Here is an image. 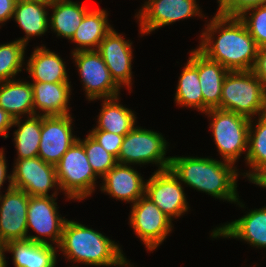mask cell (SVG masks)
Here are the masks:
<instances>
[{
    "label": "cell",
    "mask_w": 266,
    "mask_h": 267,
    "mask_svg": "<svg viewBox=\"0 0 266 267\" xmlns=\"http://www.w3.org/2000/svg\"><path fill=\"white\" fill-rule=\"evenodd\" d=\"M211 19L205 24L207 27L200 35L197 49L229 71L253 70L259 47L244 22L239 17H228L218 11Z\"/></svg>",
    "instance_id": "6da1fadb"
},
{
    "label": "cell",
    "mask_w": 266,
    "mask_h": 267,
    "mask_svg": "<svg viewBox=\"0 0 266 267\" xmlns=\"http://www.w3.org/2000/svg\"><path fill=\"white\" fill-rule=\"evenodd\" d=\"M169 168L182 184L244 207L237 192L239 173L235 164L208 157L172 156Z\"/></svg>",
    "instance_id": "7a4b0ae2"
},
{
    "label": "cell",
    "mask_w": 266,
    "mask_h": 267,
    "mask_svg": "<svg viewBox=\"0 0 266 267\" xmlns=\"http://www.w3.org/2000/svg\"><path fill=\"white\" fill-rule=\"evenodd\" d=\"M119 246L102 233L67 219L57 249L71 263L99 267H132L133 264L127 261Z\"/></svg>",
    "instance_id": "3957f363"
},
{
    "label": "cell",
    "mask_w": 266,
    "mask_h": 267,
    "mask_svg": "<svg viewBox=\"0 0 266 267\" xmlns=\"http://www.w3.org/2000/svg\"><path fill=\"white\" fill-rule=\"evenodd\" d=\"M220 109L252 119L266 114V87L251 71H229L225 76Z\"/></svg>",
    "instance_id": "277c9868"
},
{
    "label": "cell",
    "mask_w": 266,
    "mask_h": 267,
    "mask_svg": "<svg viewBox=\"0 0 266 267\" xmlns=\"http://www.w3.org/2000/svg\"><path fill=\"white\" fill-rule=\"evenodd\" d=\"M60 192L67 199L83 200L95 191L98 175L93 171L84 146L76 140L55 165Z\"/></svg>",
    "instance_id": "5b68a950"
},
{
    "label": "cell",
    "mask_w": 266,
    "mask_h": 267,
    "mask_svg": "<svg viewBox=\"0 0 266 267\" xmlns=\"http://www.w3.org/2000/svg\"><path fill=\"white\" fill-rule=\"evenodd\" d=\"M206 116L212 120L210 130L222 160L235 164L248 150V117L218 108L209 109Z\"/></svg>",
    "instance_id": "8992f818"
},
{
    "label": "cell",
    "mask_w": 266,
    "mask_h": 267,
    "mask_svg": "<svg viewBox=\"0 0 266 267\" xmlns=\"http://www.w3.org/2000/svg\"><path fill=\"white\" fill-rule=\"evenodd\" d=\"M168 142L161 133L135 126L123 139L117 163L127 165L155 164L157 171L170 167L171 156L166 157Z\"/></svg>",
    "instance_id": "52a82bcc"
},
{
    "label": "cell",
    "mask_w": 266,
    "mask_h": 267,
    "mask_svg": "<svg viewBox=\"0 0 266 267\" xmlns=\"http://www.w3.org/2000/svg\"><path fill=\"white\" fill-rule=\"evenodd\" d=\"M57 196H29L27 210V239L40 244H55L61 241L67 219L58 212ZM29 229L38 235H29Z\"/></svg>",
    "instance_id": "ba28073f"
},
{
    "label": "cell",
    "mask_w": 266,
    "mask_h": 267,
    "mask_svg": "<svg viewBox=\"0 0 266 267\" xmlns=\"http://www.w3.org/2000/svg\"><path fill=\"white\" fill-rule=\"evenodd\" d=\"M129 224L148 251H154L173 230L172 220L145 194L131 205Z\"/></svg>",
    "instance_id": "9c48e42d"
},
{
    "label": "cell",
    "mask_w": 266,
    "mask_h": 267,
    "mask_svg": "<svg viewBox=\"0 0 266 267\" xmlns=\"http://www.w3.org/2000/svg\"><path fill=\"white\" fill-rule=\"evenodd\" d=\"M89 101L108 99L120 95V87L112 79L107 65L96 50L71 54Z\"/></svg>",
    "instance_id": "30bf717a"
},
{
    "label": "cell",
    "mask_w": 266,
    "mask_h": 267,
    "mask_svg": "<svg viewBox=\"0 0 266 267\" xmlns=\"http://www.w3.org/2000/svg\"><path fill=\"white\" fill-rule=\"evenodd\" d=\"M196 0H147L135 14L140 34H150L168 24L193 16L204 17Z\"/></svg>",
    "instance_id": "8fae6325"
},
{
    "label": "cell",
    "mask_w": 266,
    "mask_h": 267,
    "mask_svg": "<svg viewBox=\"0 0 266 267\" xmlns=\"http://www.w3.org/2000/svg\"><path fill=\"white\" fill-rule=\"evenodd\" d=\"M12 170V187L25 191L29 196H57L59 192L56 168L40 157L16 159ZM56 191L49 195L50 189Z\"/></svg>",
    "instance_id": "7c38bea8"
},
{
    "label": "cell",
    "mask_w": 266,
    "mask_h": 267,
    "mask_svg": "<svg viewBox=\"0 0 266 267\" xmlns=\"http://www.w3.org/2000/svg\"><path fill=\"white\" fill-rule=\"evenodd\" d=\"M182 186L170 168L156 170L145 183V195L173 221L190 208Z\"/></svg>",
    "instance_id": "4fadbf2b"
},
{
    "label": "cell",
    "mask_w": 266,
    "mask_h": 267,
    "mask_svg": "<svg viewBox=\"0 0 266 267\" xmlns=\"http://www.w3.org/2000/svg\"><path fill=\"white\" fill-rule=\"evenodd\" d=\"M72 116H41V138L38 151L46 163L56 165L78 139L73 135Z\"/></svg>",
    "instance_id": "5bb4252c"
},
{
    "label": "cell",
    "mask_w": 266,
    "mask_h": 267,
    "mask_svg": "<svg viewBox=\"0 0 266 267\" xmlns=\"http://www.w3.org/2000/svg\"><path fill=\"white\" fill-rule=\"evenodd\" d=\"M29 195L8 185L0 194V242L27 239V210Z\"/></svg>",
    "instance_id": "9a60e30c"
},
{
    "label": "cell",
    "mask_w": 266,
    "mask_h": 267,
    "mask_svg": "<svg viewBox=\"0 0 266 267\" xmlns=\"http://www.w3.org/2000/svg\"><path fill=\"white\" fill-rule=\"evenodd\" d=\"M114 28L105 36L97 48L114 82L120 87L132 86V42L125 40Z\"/></svg>",
    "instance_id": "2e32d148"
},
{
    "label": "cell",
    "mask_w": 266,
    "mask_h": 267,
    "mask_svg": "<svg viewBox=\"0 0 266 267\" xmlns=\"http://www.w3.org/2000/svg\"><path fill=\"white\" fill-rule=\"evenodd\" d=\"M210 237L237 238L252 247L266 248V206L249 210L241 218L216 227Z\"/></svg>",
    "instance_id": "e0dca14e"
},
{
    "label": "cell",
    "mask_w": 266,
    "mask_h": 267,
    "mask_svg": "<svg viewBox=\"0 0 266 267\" xmlns=\"http://www.w3.org/2000/svg\"><path fill=\"white\" fill-rule=\"evenodd\" d=\"M101 179L100 190L116 200L134 204L145 194L146 181L131 165L117 163Z\"/></svg>",
    "instance_id": "ac0fdd59"
},
{
    "label": "cell",
    "mask_w": 266,
    "mask_h": 267,
    "mask_svg": "<svg viewBox=\"0 0 266 267\" xmlns=\"http://www.w3.org/2000/svg\"><path fill=\"white\" fill-rule=\"evenodd\" d=\"M34 100V115H69L70 83L31 82ZM38 110V111H37ZM40 110V112H39ZM40 113V114H39Z\"/></svg>",
    "instance_id": "d6986e66"
},
{
    "label": "cell",
    "mask_w": 266,
    "mask_h": 267,
    "mask_svg": "<svg viewBox=\"0 0 266 267\" xmlns=\"http://www.w3.org/2000/svg\"><path fill=\"white\" fill-rule=\"evenodd\" d=\"M26 65L32 82L71 83L63 59L43 45L35 47Z\"/></svg>",
    "instance_id": "ffe728a7"
},
{
    "label": "cell",
    "mask_w": 266,
    "mask_h": 267,
    "mask_svg": "<svg viewBox=\"0 0 266 267\" xmlns=\"http://www.w3.org/2000/svg\"><path fill=\"white\" fill-rule=\"evenodd\" d=\"M57 247L31 240H12L5 243V252H11L15 267H56Z\"/></svg>",
    "instance_id": "44dd1931"
},
{
    "label": "cell",
    "mask_w": 266,
    "mask_h": 267,
    "mask_svg": "<svg viewBox=\"0 0 266 267\" xmlns=\"http://www.w3.org/2000/svg\"><path fill=\"white\" fill-rule=\"evenodd\" d=\"M50 4L34 0H16L12 18L26 34L18 40L27 45L33 36H42L49 28Z\"/></svg>",
    "instance_id": "7402d4cb"
},
{
    "label": "cell",
    "mask_w": 266,
    "mask_h": 267,
    "mask_svg": "<svg viewBox=\"0 0 266 267\" xmlns=\"http://www.w3.org/2000/svg\"><path fill=\"white\" fill-rule=\"evenodd\" d=\"M229 70L219 62L207 58L198 50V74L203 94V113L220 109L222 85Z\"/></svg>",
    "instance_id": "603a6c76"
},
{
    "label": "cell",
    "mask_w": 266,
    "mask_h": 267,
    "mask_svg": "<svg viewBox=\"0 0 266 267\" xmlns=\"http://www.w3.org/2000/svg\"><path fill=\"white\" fill-rule=\"evenodd\" d=\"M104 9L89 10L70 41L77 44L71 52L97 50L101 41L112 30Z\"/></svg>",
    "instance_id": "cb8c5ba5"
},
{
    "label": "cell",
    "mask_w": 266,
    "mask_h": 267,
    "mask_svg": "<svg viewBox=\"0 0 266 267\" xmlns=\"http://www.w3.org/2000/svg\"><path fill=\"white\" fill-rule=\"evenodd\" d=\"M0 107L11 118L34 115L33 89L30 82L12 79L0 83Z\"/></svg>",
    "instance_id": "d4e9b609"
},
{
    "label": "cell",
    "mask_w": 266,
    "mask_h": 267,
    "mask_svg": "<svg viewBox=\"0 0 266 267\" xmlns=\"http://www.w3.org/2000/svg\"><path fill=\"white\" fill-rule=\"evenodd\" d=\"M257 120L255 125L254 120H250L248 150L244 157L251 171L241 173L254 184L266 174V114L258 116Z\"/></svg>",
    "instance_id": "484cf974"
},
{
    "label": "cell",
    "mask_w": 266,
    "mask_h": 267,
    "mask_svg": "<svg viewBox=\"0 0 266 267\" xmlns=\"http://www.w3.org/2000/svg\"><path fill=\"white\" fill-rule=\"evenodd\" d=\"M175 103L181 107H191L203 113V94L198 74V49L190 52L178 80Z\"/></svg>",
    "instance_id": "4316f807"
},
{
    "label": "cell",
    "mask_w": 266,
    "mask_h": 267,
    "mask_svg": "<svg viewBox=\"0 0 266 267\" xmlns=\"http://www.w3.org/2000/svg\"><path fill=\"white\" fill-rule=\"evenodd\" d=\"M52 15L49 18V28L58 37H65L69 41L74 36L78 26L81 24L85 14L90 10L87 5L72 0L53 1Z\"/></svg>",
    "instance_id": "83f0119b"
},
{
    "label": "cell",
    "mask_w": 266,
    "mask_h": 267,
    "mask_svg": "<svg viewBox=\"0 0 266 267\" xmlns=\"http://www.w3.org/2000/svg\"><path fill=\"white\" fill-rule=\"evenodd\" d=\"M119 96L102 99V108L98 115L97 126L92 130H104L117 135H126L136 125L134 111L119 102Z\"/></svg>",
    "instance_id": "f1b7e54d"
},
{
    "label": "cell",
    "mask_w": 266,
    "mask_h": 267,
    "mask_svg": "<svg viewBox=\"0 0 266 267\" xmlns=\"http://www.w3.org/2000/svg\"><path fill=\"white\" fill-rule=\"evenodd\" d=\"M26 120L17 118L12 126H17L14 131V143L17 150L16 159L35 158L38 156L41 138V115L26 117Z\"/></svg>",
    "instance_id": "f546056e"
},
{
    "label": "cell",
    "mask_w": 266,
    "mask_h": 267,
    "mask_svg": "<svg viewBox=\"0 0 266 267\" xmlns=\"http://www.w3.org/2000/svg\"><path fill=\"white\" fill-rule=\"evenodd\" d=\"M26 47L18 39L0 45V83L15 79L22 71Z\"/></svg>",
    "instance_id": "4dcf8cb0"
},
{
    "label": "cell",
    "mask_w": 266,
    "mask_h": 267,
    "mask_svg": "<svg viewBox=\"0 0 266 267\" xmlns=\"http://www.w3.org/2000/svg\"><path fill=\"white\" fill-rule=\"evenodd\" d=\"M77 140L84 146L89 164L99 177H102L117 164V159L89 134L86 135L85 139L82 140L78 137Z\"/></svg>",
    "instance_id": "1f68e13d"
},
{
    "label": "cell",
    "mask_w": 266,
    "mask_h": 267,
    "mask_svg": "<svg viewBox=\"0 0 266 267\" xmlns=\"http://www.w3.org/2000/svg\"><path fill=\"white\" fill-rule=\"evenodd\" d=\"M239 18L246 25L250 35L254 38L257 46L259 48L265 47L266 46V4L246 10L241 16H239Z\"/></svg>",
    "instance_id": "d6a6232c"
},
{
    "label": "cell",
    "mask_w": 266,
    "mask_h": 267,
    "mask_svg": "<svg viewBox=\"0 0 266 267\" xmlns=\"http://www.w3.org/2000/svg\"><path fill=\"white\" fill-rule=\"evenodd\" d=\"M218 12L228 17H239L246 10L265 5L266 0H217Z\"/></svg>",
    "instance_id": "836d02e7"
},
{
    "label": "cell",
    "mask_w": 266,
    "mask_h": 267,
    "mask_svg": "<svg viewBox=\"0 0 266 267\" xmlns=\"http://www.w3.org/2000/svg\"><path fill=\"white\" fill-rule=\"evenodd\" d=\"M89 135L94 138L108 153L118 158L121 144L125 135H117L115 133L104 130H91Z\"/></svg>",
    "instance_id": "e575fe53"
},
{
    "label": "cell",
    "mask_w": 266,
    "mask_h": 267,
    "mask_svg": "<svg viewBox=\"0 0 266 267\" xmlns=\"http://www.w3.org/2000/svg\"><path fill=\"white\" fill-rule=\"evenodd\" d=\"M252 71L266 87V46L258 49L256 62Z\"/></svg>",
    "instance_id": "d590c367"
},
{
    "label": "cell",
    "mask_w": 266,
    "mask_h": 267,
    "mask_svg": "<svg viewBox=\"0 0 266 267\" xmlns=\"http://www.w3.org/2000/svg\"><path fill=\"white\" fill-rule=\"evenodd\" d=\"M16 0H0V24L12 19Z\"/></svg>",
    "instance_id": "8d00e7d4"
},
{
    "label": "cell",
    "mask_w": 266,
    "mask_h": 267,
    "mask_svg": "<svg viewBox=\"0 0 266 267\" xmlns=\"http://www.w3.org/2000/svg\"><path fill=\"white\" fill-rule=\"evenodd\" d=\"M13 125V119L11 116L0 107V135L3 138L9 137L8 130Z\"/></svg>",
    "instance_id": "74e56055"
},
{
    "label": "cell",
    "mask_w": 266,
    "mask_h": 267,
    "mask_svg": "<svg viewBox=\"0 0 266 267\" xmlns=\"http://www.w3.org/2000/svg\"><path fill=\"white\" fill-rule=\"evenodd\" d=\"M6 157H5V154H4V149L1 148L0 149V189L1 187L3 186L4 182L8 179L9 181V186H12V182H11V179H12V175L8 174L7 175V163H6ZM1 193V191H0Z\"/></svg>",
    "instance_id": "f35d334b"
},
{
    "label": "cell",
    "mask_w": 266,
    "mask_h": 267,
    "mask_svg": "<svg viewBox=\"0 0 266 267\" xmlns=\"http://www.w3.org/2000/svg\"><path fill=\"white\" fill-rule=\"evenodd\" d=\"M5 244L0 242V267H6Z\"/></svg>",
    "instance_id": "ab89813d"
},
{
    "label": "cell",
    "mask_w": 266,
    "mask_h": 267,
    "mask_svg": "<svg viewBox=\"0 0 266 267\" xmlns=\"http://www.w3.org/2000/svg\"><path fill=\"white\" fill-rule=\"evenodd\" d=\"M255 185H258L259 187L266 188V174L262 176Z\"/></svg>",
    "instance_id": "60d3db41"
},
{
    "label": "cell",
    "mask_w": 266,
    "mask_h": 267,
    "mask_svg": "<svg viewBox=\"0 0 266 267\" xmlns=\"http://www.w3.org/2000/svg\"><path fill=\"white\" fill-rule=\"evenodd\" d=\"M34 1H42V2H46V3H48V4H50V3L53 2V0H34Z\"/></svg>",
    "instance_id": "b9f144b4"
}]
</instances>
